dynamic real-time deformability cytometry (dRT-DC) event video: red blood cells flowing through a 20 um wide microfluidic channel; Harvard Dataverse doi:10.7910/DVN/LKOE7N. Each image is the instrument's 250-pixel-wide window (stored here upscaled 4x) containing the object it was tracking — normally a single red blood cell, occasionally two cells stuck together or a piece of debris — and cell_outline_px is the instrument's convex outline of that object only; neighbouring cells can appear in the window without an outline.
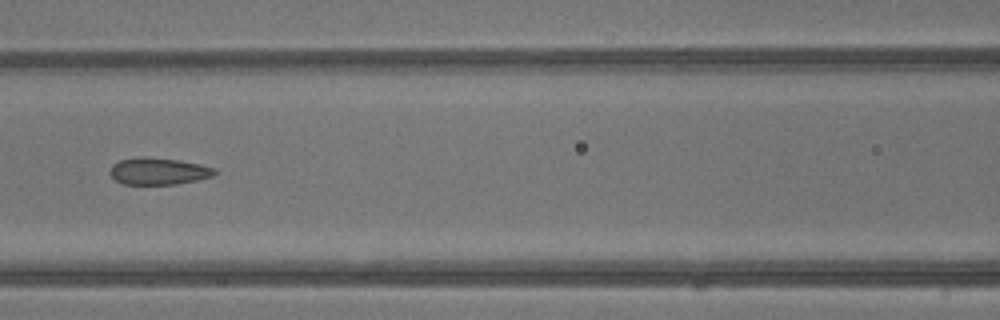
{"species": "common noctule bat (a hibernating species)", "species_latin": "Nyctalus noctula", "temperature_condition": "warm", "stored_images_in_passage": 5, "camera_frame_rate_fps": 3000, "um_per_image_px": 0.085, "animal": {"sex": "male", "body_mass_g": 13.3}, "frame": {"image": 1, "passage_image": 5, "time_ms": 1.333, "image_size_px": [1000, 320], "cell_outline_px": [[216, 172], [212, 176], [196, 180], [176, 184], [124, 184], [116, 180], [108, 172], [112, 164], [120, 160], [136, 156], [144, 156], [176, 160], [200, 164], [216, 168]], "centroid_in_image_um": [13.43, 14.54], "position_along_channel_um": 153.2, "area_um2": 16.42}}